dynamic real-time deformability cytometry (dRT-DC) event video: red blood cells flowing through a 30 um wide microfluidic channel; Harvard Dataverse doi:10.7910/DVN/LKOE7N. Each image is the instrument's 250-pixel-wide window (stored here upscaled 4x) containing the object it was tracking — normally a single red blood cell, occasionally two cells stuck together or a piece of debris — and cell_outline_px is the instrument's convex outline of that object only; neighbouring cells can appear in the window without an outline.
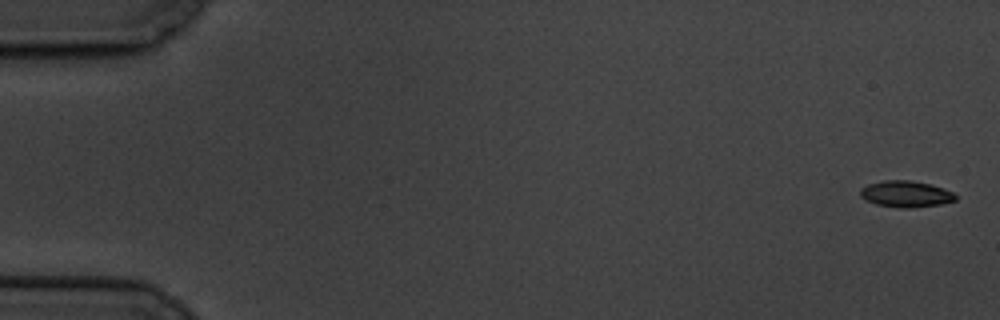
{"species": "common noctule bat (a hibernating species)", "species_latin": "Nyctalus noctula", "temperature_condition": "cold", "stored_images_in_passage": 6, "segment_of_instrument_passage": [1, 2], "camera_frame_rate_fps": 3000, "um_per_image_px": 0.085, "animal": {"sex": "male", "body_mass_g": 19.5, "forearm_length_mm": 54.6}, "frame": {"image": 1, "passage_image": 1, "time_ms": 0.0, "image_size_px": [1000, 320], "cell_outline_px": [[956, 200], [940, 204], [912, 208], [896, 208], [876, 204], [860, 196], [860, 188], [868, 184], [884, 180], [908, 180], [928, 184], [944, 188], [952, 192], [956, 196]], "centroid_in_image_um": [76.98, 16.49], "position_along_channel_um": 8.0, "area_um2": 14.57}}